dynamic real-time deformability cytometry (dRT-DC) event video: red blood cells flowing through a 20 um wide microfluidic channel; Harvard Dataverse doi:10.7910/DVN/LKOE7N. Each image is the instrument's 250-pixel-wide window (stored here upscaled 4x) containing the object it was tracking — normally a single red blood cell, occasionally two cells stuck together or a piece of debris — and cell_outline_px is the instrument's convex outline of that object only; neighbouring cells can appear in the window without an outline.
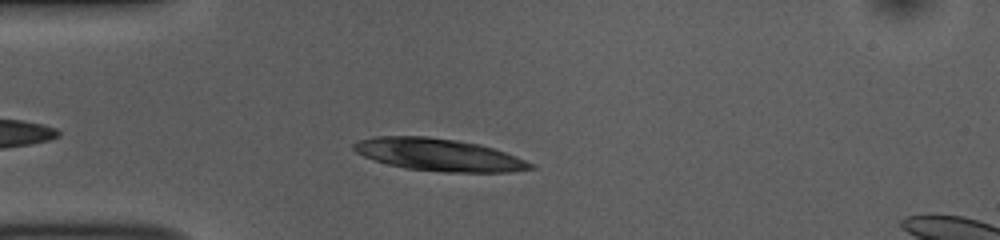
{"species": "common noctule bat (a hibernating species)", "species_latin": "Nyctalus noctula", "temperature_condition": "room temperature", "stored_images_in_passage": 41, "camera_frame_rate_fps": 3000, "um_per_image_px": 0.085, "animal": {"sex": "female", "body_mass_g": 10.0, "forearm_length_mm": 53.1}, "frame": {"image": 1, "passage_image": 6, "time_ms": 1.667, "image_size_px": [1000, 240], "cell_outline_px": [[536, 168], [512, 172], [444, 172], [404, 168], [388, 164], [364, 156], [356, 152], [352, 148], [352, 144], [360, 140], [376, 136], [428, 136], [456, 140], [480, 144], [516, 156], [536, 164]], "centroid_in_image_um": [37.33, 13.16], "position_along_channel_um": 47.7, "area_um2": 33.35}}